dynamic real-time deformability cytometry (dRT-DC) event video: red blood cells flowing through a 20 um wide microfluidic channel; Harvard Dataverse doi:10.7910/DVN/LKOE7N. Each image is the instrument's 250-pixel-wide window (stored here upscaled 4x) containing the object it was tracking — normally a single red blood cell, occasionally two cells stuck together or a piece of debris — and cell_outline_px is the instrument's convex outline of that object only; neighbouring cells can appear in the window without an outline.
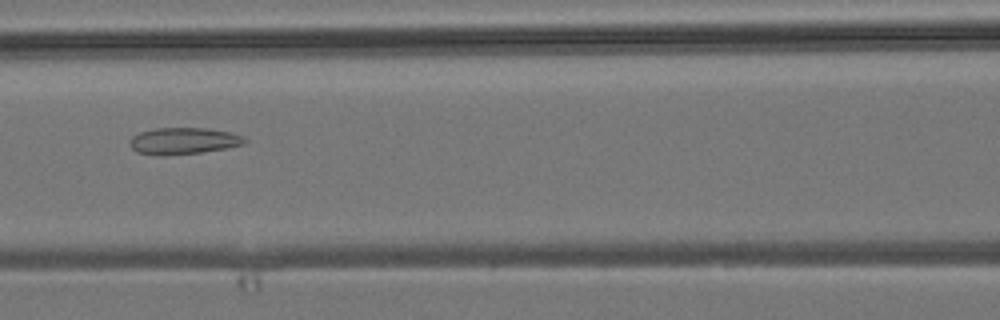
{"species": "common noctule bat (a hibernating species)", "species_latin": "Nyctalus noctula", "temperature_condition": "room temperature", "stored_images_in_passage": 6, "camera_frame_rate_fps": 3000, "um_per_image_px": 0.085, "animal": {"sex": "male", "body_mass_g": 19.2, "forearm_length_mm": 51.8}, "frame": {"image": 1, "passage_image": 6, "time_ms": 6.667, "image_size_px": [1000, 320], "cell_outline_px": [[248, 140], [244, 144], [228, 148], [200, 152], [164, 156], [160, 156], [136, 152], [128, 144], [128, 140], [132, 136], [140, 132], [156, 128], [204, 128], [228, 132], [244, 136]], "centroid_in_image_um": [15.56, 11.98], "position_along_channel_um": 151.0, "area_um2": 17.98}}